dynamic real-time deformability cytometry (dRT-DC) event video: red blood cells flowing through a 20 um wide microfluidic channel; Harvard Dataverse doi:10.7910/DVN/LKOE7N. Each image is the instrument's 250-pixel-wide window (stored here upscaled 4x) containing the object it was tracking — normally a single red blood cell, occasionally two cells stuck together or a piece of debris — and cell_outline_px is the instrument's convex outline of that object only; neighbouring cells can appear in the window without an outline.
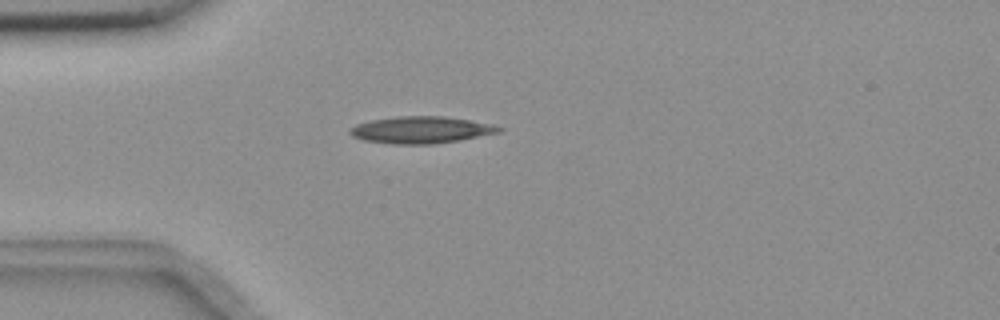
{"species": "common noctule bat (a hibernating species)", "species_latin": "Nyctalus noctula", "temperature_condition": "room temperature", "stored_images_in_passage": 34, "camera_frame_rate_fps": 3000, "um_per_image_px": 0.085, "animal": {"sex": "female", "body_mass_g": 18.4}, "frame": {"image": 1, "passage_image": 1, "time_ms": 0.0, "image_size_px": [1000, 320], "cell_outline_px": [[504, 128], [500, 132], [460, 140], [432, 144], [392, 144], [364, 140], [352, 136], [348, 132], [348, 128], [356, 124], [372, 120], [400, 116], [444, 116], [496, 124]], "centroid_in_image_um": [35.81, 11.04], "position_along_channel_um": 49.2, "area_um2": 23.47}}
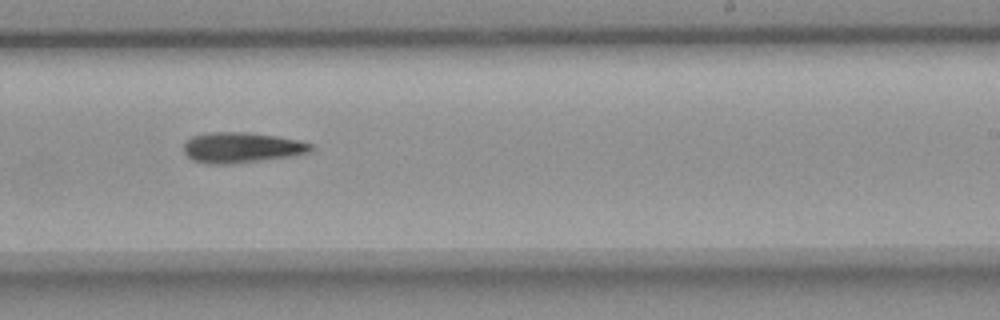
{"frame": {"image": 2, "passage_image": 20, "time_ms": 6.333, "image_size_px": [1000, 320], "cell_outline_px": [[312, 148], [308, 152], [292, 156], [228, 164], [208, 164], [192, 160], [184, 152], [184, 140], [192, 136], [208, 132], [248, 132], [276, 136], [300, 140], [312, 144]], "centroid_in_image_um": [20.49, 12.53], "position_along_channel_um": 268.5, "area_um2": 22.6}}
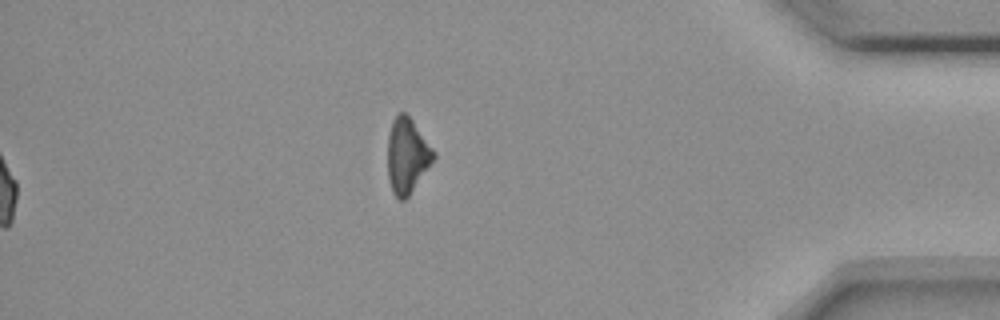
{"frame": {"image": 3, "passage_image": 34, "time_ms": 11.0, "image_size_px": [1000, 320], "cell_outline_px": [[436, 156], [408, 196], [404, 200], [400, 200], [392, 192], [388, 176], [388, 136], [392, 120], [400, 112], [404, 112], [412, 120], [432, 148]], "centroid_in_image_um": [34.58, 13.23], "position_along_channel_um": 400.6, "area_um2": 19.65}, "authors_computed_cell_mechanics": {"area_um2": 21.7328, "velocity_mm_per_s": 3.6585, "shape_relaxation_time_tau1_ms": 5.9977, "shape_relaxation_time_tau2_ms": null, "deformation_change_tau1": 0.1389, "deformation_change_tau2": null}}